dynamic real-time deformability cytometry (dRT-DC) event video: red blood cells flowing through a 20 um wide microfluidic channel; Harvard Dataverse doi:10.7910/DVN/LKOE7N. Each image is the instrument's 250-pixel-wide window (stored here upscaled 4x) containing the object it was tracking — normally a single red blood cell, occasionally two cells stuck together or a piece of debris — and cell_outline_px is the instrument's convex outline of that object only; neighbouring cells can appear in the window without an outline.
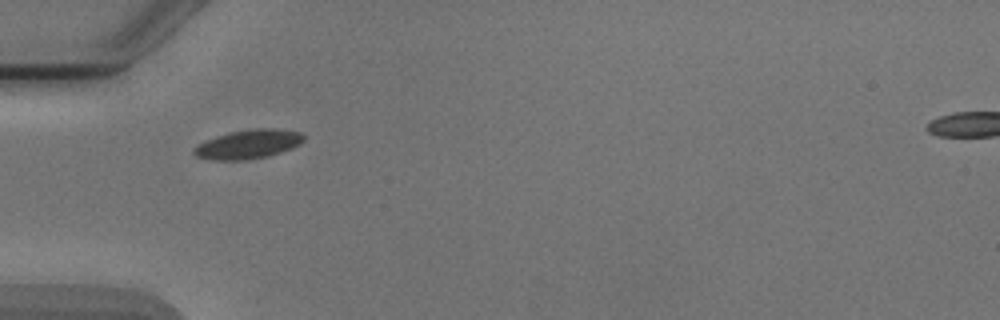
{"species": "Egyptian fruit bat (a non-hibernating species)", "species_latin": "Rousettus aegyptiacus", "temperature_condition": "cold", "stored_images_in_passage": 5, "camera_frame_rate_fps": 3000, "um_per_image_px": 0.085, "animal": {"sex": "male"}, "frame": {"image": 1, "passage_image": 1, "time_ms": 0.0, "image_size_px": [1000, 320], "cell_outline_px": [[304, 140], [300, 144], [292, 148], [268, 156], [244, 160], [208, 160], [196, 156], [192, 152], [192, 148], [216, 136], [232, 132], [256, 128], [276, 128], [300, 132], [304, 136]], "centroid_in_image_um": [21.11, 12.26], "position_along_channel_um": 63.9, "area_um2": 18.5}}
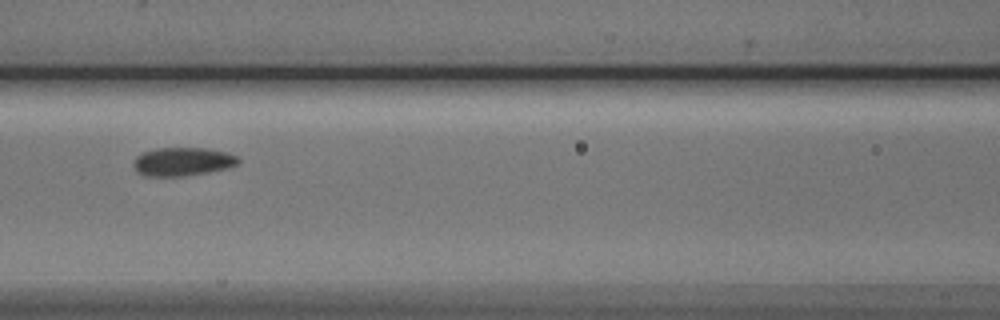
{"frame": {"image": 2, "passage_image": 3, "time_ms": 2.333, "image_size_px": [1000, 320], "cell_outline_px": [[240, 164], [228, 168], [208, 172], [184, 176], [144, 176], [136, 172], [132, 164], [132, 160], [136, 156], [144, 152], [156, 148], [204, 148], [228, 152], [240, 156]], "centroid_in_image_um": [15.54, 13.74], "position_along_channel_um": 151.1, "area_um2": 17.74}}
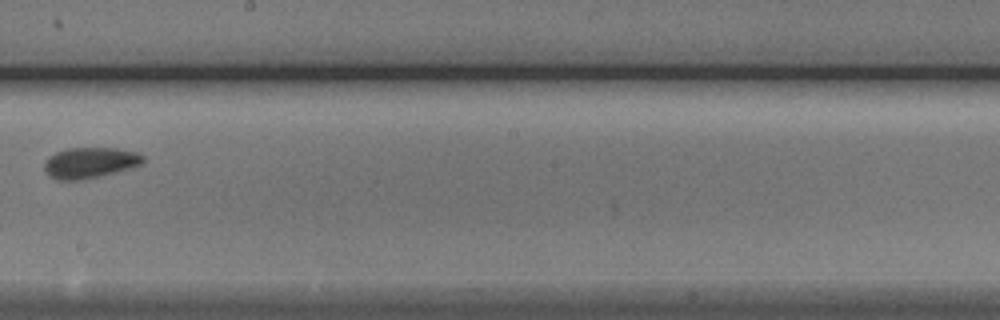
{"frame": {"image": 3, "passage_image": 5, "time_ms": 4.667, "image_size_px": [1000, 320], "cell_outline_px": [[144, 160], [140, 164], [132, 168], [100, 176], [80, 180], [56, 180], [44, 172], [44, 160], [48, 156], [56, 152], [68, 148], [116, 148], [136, 152], [144, 156]], "centroid_in_image_um": [7.61, 13.83], "position_along_channel_um": 240.6, "area_um2": 17.86}}